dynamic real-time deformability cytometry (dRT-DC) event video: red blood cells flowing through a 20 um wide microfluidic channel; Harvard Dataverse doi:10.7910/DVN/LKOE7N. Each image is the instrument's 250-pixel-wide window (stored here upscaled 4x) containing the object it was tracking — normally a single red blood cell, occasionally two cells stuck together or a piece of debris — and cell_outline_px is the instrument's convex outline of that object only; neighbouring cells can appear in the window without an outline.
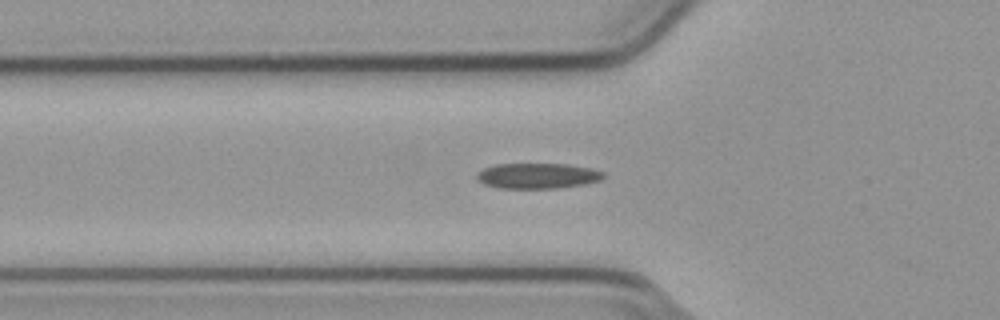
{"species": "common noctule bat (a hibernating species)", "species_latin": "Nyctalus noctula", "temperature_condition": "cold", "stored_images_in_passage": 43, "camera_frame_rate_fps": 3000, "um_per_image_px": 0.085, "animal": {"sex": "male", "body_mass_g": 23.1, "forearm_length_mm": 52.7}, "frame": {"image": 1, "passage_image": 7, "time_ms": 2.0, "image_size_px": [1000, 320], "cell_outline_px": [[604, 176], [600, 180], [584, 184], [556, 188], [500, 188], [484, 184], [476, 180], [476, 172], [484, 168], [496, 164], [568, 164], [592, 168], [604, 172]], "centroid_in_image_um": [45.67, 14.94], "position_along_channel_um": 80.1, "area_um2": 18.84}}
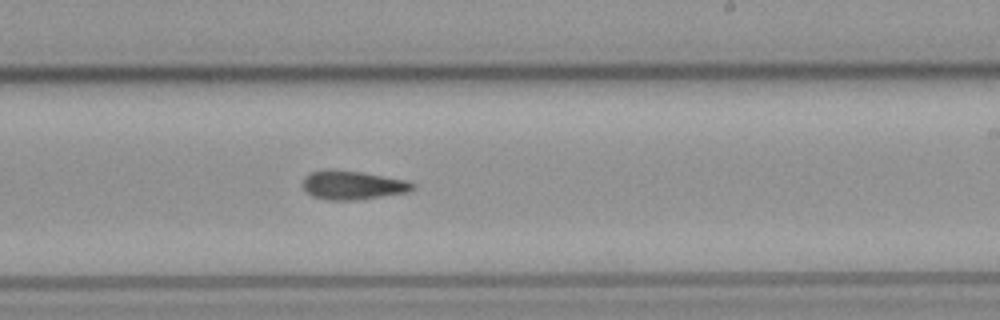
{"frame": {"image": 2, "passage_image": 21, "time_ms": 6.667, "image_size_px": [1000, 320], "cell_outline_px": [[416, 188], [408, 192], [356, 200], [328, 200], [312, 196], [304, 188], [304, 176], [312, 172], [324, 168], [332, 168], [360, 172], [404, 180], [416, 184]], "centroid_in_image_um": [29.96, 15.72], "position_along_channel_um": 259.0, "area_um2": 18.44}}
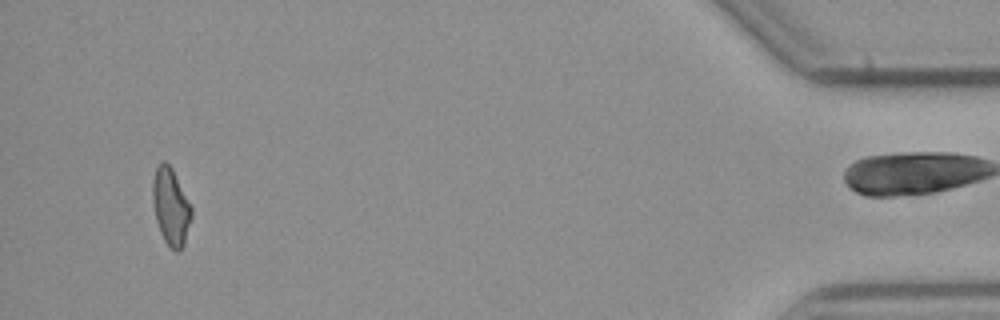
{"frame": {"image": 3, "passage_image": 40, "time_ms": 13.0, "image_size_px": [1000, 320], "cell_outline_px": [[192, 216], [184, 244], [180, 252], [176, 252], [164, 240], [160, 232], [156, 220], [152, 200], [152, 180], [156, 168], [164, 160], [172, 168], [192, 208]], "centroid_in_image_um": [14.51, 17.58], "position_along_channel_um": 420.7, "area_um2": 17.34}, "authors_computed_cell_mechanics": {"area_um2": 18.0914, "velocity_mm_per_s": 3.8157, "shape_relaxation_time_tau1_ms": null, "shape_relaxation_time_tau2_ms": 7.6139, "deformation_change_tau1": null, "deformation_change_tau2": 0.1711}}